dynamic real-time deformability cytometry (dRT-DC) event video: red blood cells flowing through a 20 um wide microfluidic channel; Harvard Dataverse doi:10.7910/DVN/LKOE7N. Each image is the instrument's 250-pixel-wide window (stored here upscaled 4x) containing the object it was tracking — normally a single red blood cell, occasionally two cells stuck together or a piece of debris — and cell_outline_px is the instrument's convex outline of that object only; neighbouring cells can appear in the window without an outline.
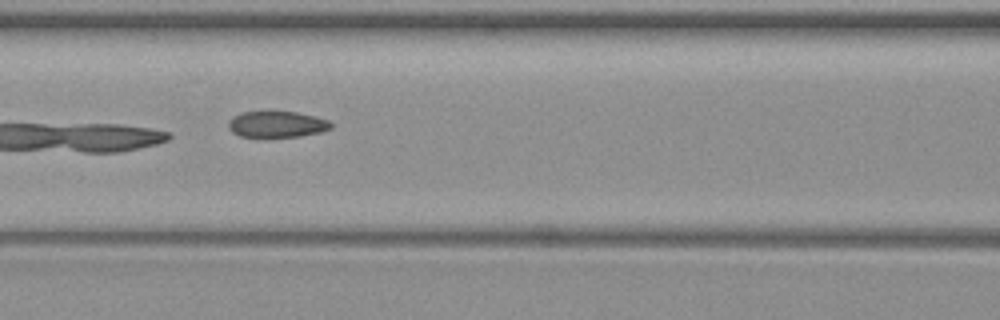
{"species": "common noctule bat (a hibernating species)", "species_latin": "Nyctalus noctula", "temperature_condition": "warm", "stored_images_in_passage": 13, "camera_frame_rate_fps": 3000, "um_per_image_px": 0.085, "animal": {"sex": "female", "body_mass_g": 19.3, "forearm_length_mm": 54.1}, "frame": {"image": 1, "passage_image": 6, "time_ms": 7.333, "image_size_px": [1000, 320], "cell_outline_px": [[332, 128], [320, 132], [300, 136], [268, 140], [264, 140], [240, 136], [232, 132], [228, 128], [228, 124], [236, 116], [244, 112], [296, 112], [316, 116], [328, 120], [332, 124]], "centroid_in_image_um": [23.55, 10.63], "position_along_channel_um": 143.1, "area_um2": 16.18}}
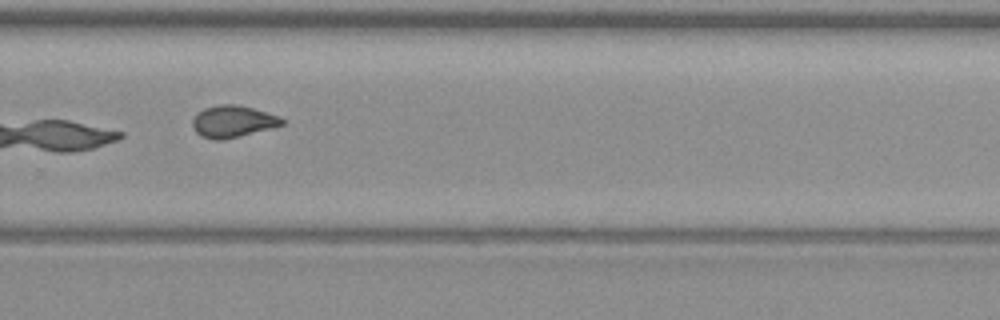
{"frame": {"image": 2, "passage_image": 10, "time_ms": 12.0, "image_size_px": [1000, 320], "cell_outline_px": [[284, 124], [224, 140], [212, 140], [200, 136], [196, 132], [192, 124], [192, 120], [204, 108], [216, 104], [236, 104], [252, 108], [280, 116], [284, 120]], "centroid_in_image_um": [19.77, 10.32], "position_along_channel_um": 310.0, "area_um2": 16.47}}
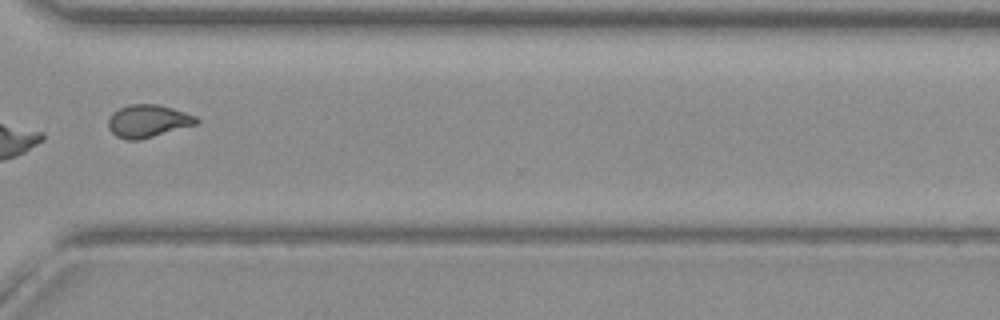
{"frame": {"image": 3, "passage_image": 11, "time_ms": 13.333, "image_size_px": [1000, 320], "cell_outline_px": [[200, 120], [196, 124], [140, 140], [128, 140], [116, 136], [108, 128], [108, 120], [112, 112], [120, 108], [132, 104], [156, 104], [172, 108], [196, 116]], "centroid_in_image_um": [12.56, 10.29], "position_along_channel_um": 358.0, "area_um2": 16.65}}